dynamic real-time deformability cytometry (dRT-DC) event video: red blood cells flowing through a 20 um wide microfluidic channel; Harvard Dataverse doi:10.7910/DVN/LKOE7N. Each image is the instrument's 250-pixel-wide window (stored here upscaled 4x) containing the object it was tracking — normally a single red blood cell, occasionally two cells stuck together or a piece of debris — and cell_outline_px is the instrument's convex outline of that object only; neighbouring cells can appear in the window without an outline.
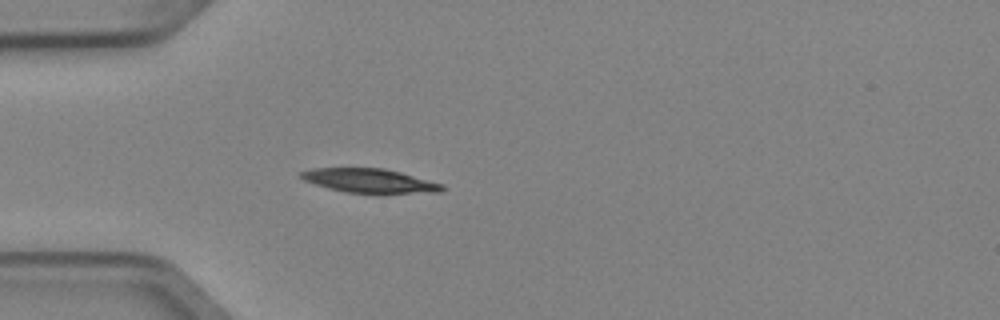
{"species": "Egyptian fruit bat (a non-hibernating species)", "species_latin": "Rousettus aegyptiacus", "temperature_condition": "cold", "stored_images_in_passage": 4, "camera_frame_rate_fps": 3000, "um_per_image_px": 0.085, "animal": {"sex": "female"}, "frame": {"image": 1, "passage_image": 4, "time_ms": 1.0, "image_size_px": [1000, 320], "cell_outline_px": [[448, 188], [440, 192], [344, 192], [328, 188], [304, 180], [300, 176], [300, 172], [312, 168], [384, 168], [400, 172], [444, 184]], "centroid_in_image_um": [31.43, 15.34], "position_along_channel_um": 53.6, "area_um2": 19.42}}